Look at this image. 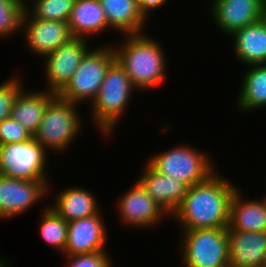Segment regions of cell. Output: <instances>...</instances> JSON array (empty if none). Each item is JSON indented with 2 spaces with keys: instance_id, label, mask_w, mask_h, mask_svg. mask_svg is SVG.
<instances>
[{
  "instance_id": "cell-1",
  "label": "cell",
  "mask_w": 266,
  "mask_h": 267,
  "mask_svg": "<svg viewBox=\"0 0 266 267\" xmlns=\"http://www.w3.org/2000/svg\"><path fill=\"white\" fill-rule=\"evenodd\" d=\"M237 187L212 173L206 180L190 186L172 218L181 229L227 228L230 204Z\"/></svg>"
},
{
  "instance_id": "cell-2",
  "label": "cell",
  "mask_w": 266,
  "mask_h": 267,
  "mask_svg": "<svg viewBox=\"0 0 266 267\" xmlns=\"http://www.w3.org/2000/svg\"><path fill=\"white\" fill-rule=\"evenodd\" d=\"M146 33L124 36L123 45L114 47L115 60L137 90L160 86L166 78V57L161 45Z\"/></svg>"
},
{
  "instance_id": "cell-3",
  "label": "cell",
  "mask_w": 266,
  "mask_h": 267,
  "mask_svg": "<svg viewBox=\"0 0 266 267\" xmlns=\"http://www.w3.org/2000/svg\"><path fill=\"white\" fill-rule=\"evenodd\" d=\"M133 89L125 69L115 60L108 68L101 88L91 103L92 116L105 136L111 134L128 105ZM103 131V132H102Z\"/></svg>"
},
{
  "instance_id": "cell-4",
  "label": "cell",
  "mask_w": 266,
  "mask_h": 267,
  "mask_svg": "<svg viewBox=\"0 0 266 267\" xmlns=\"http://www.w3.org/2000/svg\"><path fill=\"white\" fill-rule=\"evenodd\" d=\"M56 95L47 105L43 119L33 137L46 149L64 151L78 135L82 122L77 106Z\"/></svg>"
},
{
  "instance_id": "cell-5",
  "label": "cell",
  "mask_w": 266,
  "mask_h": 267,
  "mask_svg": "<svg viewBox=\"0 0 266 267\" xmlns=\"http://www.w3.org/2000/svg\"><path fill=\"white\" fill-rule=\"evenodd\" d=\"M114 61V49L110 46L89 50L82 58L73 77L58 96L76 104L85 100L93 102L108 68Z\"/></svg>"
},
{
  "instance_id": "cell-6",
  "label": "cell",
  "mask_w": 266,
  "mask_h": 267,
  "mask_svg": "<svg viewBox=\"0 0 266 267\" xmlns=\"http://www.w3.org/2000/svg\"><path fill=\"white\" fill-rule=\"evenodd\" d=\"M201 150L181 145L154 154L148 163L159 173L180 180L189 187L214 173L213 161Z\"/></svg>"
},
{
  "instance_id": "cell-7",
  "label": "cell",
  "mask_w": 266,
  "mask_h": 267,
  "mask_svg": "<svg viewBox=\"0 0 266 267\" xmlns=\"http://www.w3.org/2000/svg\"><path fill=\"white\" fill-rule=\"evenodd\" d=\"M185 267H229L228 228L182 231Z\"/></svg>"
},
{
  "instance_id": "cell-8",
  "label": "cell",
  "mask_w": 266,
  "mask_h": 267,
  "mask_svg": "<svg viewBox=\"0 0 266 267\" xmlns=\"http://www.w3.org/2000/svg\"><path fill=\"white\" fill-rule=\"evenodd\" d=\"M47 150L32 136L24 142L0 145V174L16 179L48 181Z\"/></svg>"
},
{
  "instance_id": "cell-9",
  "label": "cell",
  "mask_w": 266,
  "mask_h": 267,
  "mask_svg": "<svg viewBox=\"0 0 266 267\" xmlns=\"http://www.w3.org/2000/svg\"><path fill=\"white\" fill-rule=\"evenodd\" d=\"M87 40L73 37L58 49L47 54L46 78L48 92L58 95L68 84L82 58L89 51Z\"/></svg>"
},
{
  "instance_id": "cell-10",
  "label": "cell",
  "mask_w": 266,
  "mask_h": 267,
  "mask_svg": "<svg viewBox=\"0 0 266 267\" xmlns=\"http://www.w3.org/2000/svg\"><path fill=\"white\" fill-rule=\"evenodd\" d=\"M48 181H30L0 174V220L27 211L49 191Z\"/></svg>"
},
{
  "instance_id": "cell-11",
  "label": "cell",
  "mask_w": 266,
  "mask_h": 267,
  "mask_svg": "<svg viewBox=\"0 0 266 267\" xmlns=\"http://www.w3.org/2000/svg\"><path fill=\"white\" fill-rule=\"evenodd\" d=\"M29 10L24 11L21 29L32 52L45 57L73 38L67 22L37 19Z\"/></svg>"
},
{
  "instance_id": "cell-12",
  "label": "cell",
  "mask_w": 266,
  "mask_h": 267,
  "mask_svg": "<svg viewBox=\"0 0 266 267\" xmlns=\"http://www.w3.org/2000/svg\"><path fill=\"white\" fill-rule=\"evenodd\" d=\"M211 3L214 21L227 35L263 18L264 0H214Z\"/></svg>"
},
{
  "instance_id": "cell-13",
  "label": "cell",
  "mask_w": 266,
  "mask_h": 267,
  "mask_svg": "<svg viewBox=\"0 0 266 267\" xmlns=\"http://www.w3.org/2000/svg\"><path fill=\"white\" fill-rule=\"evenodd\" d=\"M100 213L68 222L64 255L88 254L105 251L107 231Z\"/></svg>"
},
{
  "instance_id": "cell-14",
  "label": "cell",
  "mask_w": 266,
  "mask_h": 267,
  "mask_svg": "<svg viewBox=\"0 0 266 267\" xmlns=\"http://www.w3.org/2000/svg\"><path fill=\"white\" fill-rule=\"evenodd\" d=\"M121 219L130 226L145 228L158 223L168 213L159 206L137 181L118 200Z\"/></svg>"
},
{
  "instance_id": "cell-15",
  "label": "cell",
  "mask_w": 266,
  "mask_h": 267,
  "mask_svg": "<svg viewBox=\"0 0 266 267\" xmlns=\"http://www.w3.org/2000/svg\"><path fill=\"white\" fill-rule=\"evenodd\" d=\"M138 182L169 216L176 211L189 188L187 184L157 172L148 162Z\"/></svg>"
},
{
  "instance_id": "cell-16",
  "label": "cell",
  "mask_w": 266,
  "mask_h": 267,
  "mask_svg": "<svg viewBox=\"0 0 266 267\" xmlns=\"http://www.w3.org/2000/svg\"><path fill=\"white\" fill-rule=\"evenodd\" d=\"M229 267H264L266 231L228 230Z\"/></svg>"
},
{
  "instance_id": "cell-17",
  "label": "cell",
  "mask_w": 266,
  "mask_h": 267,
  "mask_svg": "<svg viewBox=\"0 0 266 267\" xmlns=\"http://www.w3.org/2000/svg\"><path fill=\"white\" fill-rule=\"evenodd\" d=\"M231 36L234 52L244 65L266 64V21L263 18Z\"/></svg>"
},
{
  "instance_id": "cell-18",
  "label": "cell",
  "mask_w": 266,
  "mask_h": 267,
  "mask_svg": "<svg viewBox=\"0 0 266 267\" xmlns=\"http://www.w3.org/2000/svg\"><path fill=\"white\" fill-rule=\"evenodd\" d=\"M104 9L108 27L124 35L143 33L147 19L136 0H99ZM143 29V30H142Z\"/></svg>"
},
{
  "instance_id": "cell-19",
  "label": "cell",
  "mask_w": 266,
  "mask_h": 267,
  "mask_svg": "<svg viewBox=\"0 0 266 267\" xmlns=\"http://www.w3.org/2000/svg\"><path fill=\"white\" fill-rule=\"evenodd\" d=\"M24 91L26 90L22 88L17 94L10 117L34 135L43 119L45 108L56 94L48 91Z\"/></svg>"
},
{
  "instance_id": "cell-20",
  "label": "cell",
  "mask_w": 266,
  "mask_h": 267,
  "mask_svg": "<svg viewBox=\"0 0 266 267\" xmlns=\"http://www.w3.org/2000/svg\"><path fill=\"white\" fill-rule=\"evenodd\" d=\"M67 23L73 37L84 39L108 27L107 18L99 0H75Z\"/></svg>"
},
{
  "instance_id": "cell-21",
  "label": "cell",
  "mask_w": 266,
  "mask_h": 267,
  "mask_svg": "<svg viewBox=\"0 0 266 267\" xmlns=\"http://www.w3.org/2000/svg\"><path fill=\"white\" fill-rule=\"evenodd\" d=\"M239 191L236 190L231 200L228 230L266 231V205L264 201H244Z\"/></svg>"
},
{
  "instance_id": "cell-22",
  "label": "cell",
  "mask_w": 266,
  "mask_h": 267,
  "mask_svg": "<svg viewBox=\"0 0 266 267\" xmlns=\"http://www.w3.org/2000/svg\"><path fill=\"white\" fill-rule=\"evenodd\" d=\"M55 204L50 206L66 222L99 213L97 199L81 187H71L58 193Z\"/></svg>"
},
{
  "instance_id": "cell-23",
  "label": "cell",
  "mask_w": 266,
  "mask_h": 267,
  "mask_svg": "<svg viewBox=\"0 0 266 267\" xmlns=\"http://www.w3.org/2000/svg\"><path fill=\"white\" fill-rule=\"evenodd\" d=\"M242 81L239 108L252 111L266 106V64L249 65Z\"/></svg>"
},
{
  "instance_id": "cell-24",
  "label": "cell",
  "mask_w": 266,
  "mask_h": 267,
  "mask_svg": "<svg viewBox=\"0 0 266 267\" xmlns=\"http://www.w3.org/2000/svg\"><path fill=\"white\" fill-rule=\"evenodd\" d=\"M40 219V235L45 243L64 253L67 243L68 222L60 217L51 207H46Z\"/></svg>"
},
{
  "instance_id": "cell-25",
  "label": "cell",
  "mask_w": 266,
  "mask_h": 267,
  "mask_svg": "<svg viewBox=\"0 0 266 267\" xmlns=\"http://www.w3.org/2000/svg\"><path fill=\"white\" fill-rule=\"evenodd\" d=\"M30 13L37 19L67 22L75 0H35Z\"/></svg>"
},
{
  "instance_id": "cell-26",
  "label": "cell",
  "mask_w": 266,
  "mask_h": 267,
  "mask_svg": "<svg viewBox=\"0 0 266 267\" xmlns=\"http://www.w3.org/2000/svg\"><path fill=\"white\" fill-rule=\"evenodd\" d=\"M24 10L11 0H0V37L12 35L22 28Z\"/></svg>"
},
{
  "instance_id": "cell-27",
  "label": "cell",
  "mask_w": 266,
  "mask_h": 267,
  "mask_svg": "<svg viewBox=\"0 0 266 267\" xmlns=\"http://www.w3.org/2000/svg\"><path fill=\"white\" fill-rule=\"evenodd\" d=\"M21 85L18 77L10 78L0 84V122L10 117L13 102L23 88Z\"/></svg>"
},
{
  "instance_id": "cell-28",
  "label": "cell",
  "mask_w": 266,
  "mask_h": 267,
  "mask_svg": "<svg viewBox=\"0 0 266 267\" xmlns=\"http://www.w3.org/2000/svg\"><path fill=\"white\" fill-rule=\"evenodd\" d=\"M33 135L11 117L0 122V145L24 142Z\"/></svg>"
},
{
  "instance_id": "cell-29",
  "label": "cell",
  "mask_w": 266,
  "mask_h": 267,
  "mask_svg": "<svg viewBox=\"0 0 266 267\" xmlns=\"http://www.w3.org/2000/svg\"><path fill=\"white\" fill-rule=\"evenodd\" d=\"M66 258L69 262L67 267H112L111 259L108 257L107 252L105 251L77 254L67 256Z\"/></svg>"
},
{
  "instance_id": "cell-30",
  "label": "cell",
  "mask_w": 266,
  "mask_h": 267,
  "mask_svg": "<svg viewBox=\"0 0 266 267\" xmlns=\"http://www.w3.org/2000/svg\"><path fill=\"white\" fill-rule=\"evenodd\" d=\"M140 11L144 17L148 18V12L151 13L152 10L158 9L160 6L164 5L167 0H136Z\"/></svg>"
},
{
  "instance_id": "cell-31",
  "label": "cell",
  "mask_w": 266,
  "mask_h": 267,
  "mask_svg": "<svg viewBox=\"0 0 266 267\" xmlns=\"http://www.w3.org/2000/svg\"><path fill=\"white\" fill-rule=\"evenodd\" d=\"M13 3H16L17 5H19L24 11L28 10L29 7H27L28 5H25L27 3H25L28 0H11ZM35 2V0H34Z\"/></svg>"
},
{
  "instance_id": "cell-32",
  "label": "cell",
  "mask_w": 266,
  "mask_h": 267,
  "mask_svg": "<svg viewBox=\"0 0 266 267\" xmlns=\"http://www.w3.org/2000/svg\"><path fill=\"white\" fill-rule=\"evenodd\" d=\"M263 19L266 21V0L263 3Z\"/></svg>"
},
{
  "instance_id": "cell-33",
  "label": "cell",
  "mask_w": 266,
  "mask_h": 267,
  "mask_svg": "<svg viewBox=\"0 0 266 267\" xmlns=\"http://www.w3.org/2000/svg\"><path fill=\"white\" fill-rule=\"evenodd\" d=\"M1 257V256H0ZM4 262V260L2 261L1 259H0V267H5L6 265H5V262Z\"/></svg>"
},
{
  "instance_id": "cell-34",
  "label": "cell",
  "mask_w": 266,
  "mask_h": 267,
  "mask_svg": "<svg viewBox=\"0 0 266 267\" xmlns=\"http://www.w3.org/2000/svg\"><path fill=\"white\" fill-rule=\"evenodd\" d=\"M262 200L264 201V203H265V205H266V197H265V199L263 198Z\"/></svg>"
}]
</instances>
